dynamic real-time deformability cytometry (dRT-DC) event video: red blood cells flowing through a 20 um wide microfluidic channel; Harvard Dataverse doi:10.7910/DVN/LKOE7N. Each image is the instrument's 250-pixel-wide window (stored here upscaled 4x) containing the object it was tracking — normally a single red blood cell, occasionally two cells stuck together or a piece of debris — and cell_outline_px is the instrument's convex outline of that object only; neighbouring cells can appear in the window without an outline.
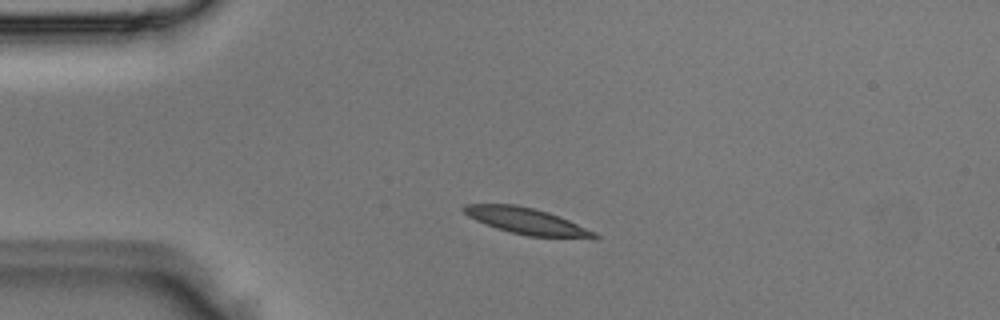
{"species": "Egyptian fruit bat (a non-hibernating species)", "species_latin": "Rousettus aegyptiacus", "temperature_condition": "room temperature", "stored_images_in_passage": 2, "camera_frame_rate_fps": 3000, "um_per_image_px": 0.085, "animal": {"sex": "male"}, "frame": {"image": 1, "passage_image": 1, "time_ms": 0.0, "image_size_px": [1000, 320], "cell_outline_px": [[600, 236], [596, 240], [528, 236], [496, 228], [484, 224], [468, 216], [460, 208], [464, 204], [516, 204], [548, 212], [568, 220], [596, 232]], "centroid_in_image_um": [44.83, 18.82], "position_along_channel_um": 40.2, "area_um2": 20.35}}